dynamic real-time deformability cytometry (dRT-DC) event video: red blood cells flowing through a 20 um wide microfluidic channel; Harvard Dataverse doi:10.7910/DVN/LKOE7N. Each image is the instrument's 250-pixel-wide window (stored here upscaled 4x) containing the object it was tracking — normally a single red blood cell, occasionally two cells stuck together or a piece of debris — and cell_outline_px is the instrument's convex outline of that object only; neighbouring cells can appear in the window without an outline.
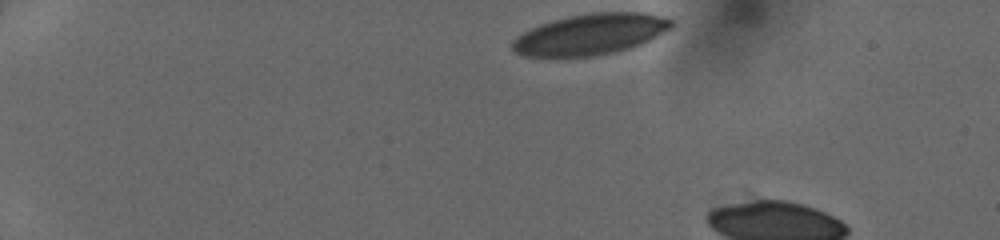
{"species": "human", "species_latin": "Homo sapiens", "temperature_condition": "cold", "stored_images_in_passage": 7, "camera_frame_rate_fps": 3000, "um_per_image_px": 0.085, "donor": {"sex": "female"}, "frame": {"image": 1, "passage_image": 1, "time_ms": 0.0, "image_size_px": [1000, 240], "cell_outline_px": [[672, 28], [632, 48], [592, 56], [556, 60], [524, 56], [516, 52], [512, 48], [512, 40], [516, 36], [540, 24], [552, 20], [588, 12], [644, 12], [664, 16], [672, 20]], "centroid_in_image_um": [50.13, 2.95], "position_along_channel_um": 34.9, "area_um2": 38.78}}